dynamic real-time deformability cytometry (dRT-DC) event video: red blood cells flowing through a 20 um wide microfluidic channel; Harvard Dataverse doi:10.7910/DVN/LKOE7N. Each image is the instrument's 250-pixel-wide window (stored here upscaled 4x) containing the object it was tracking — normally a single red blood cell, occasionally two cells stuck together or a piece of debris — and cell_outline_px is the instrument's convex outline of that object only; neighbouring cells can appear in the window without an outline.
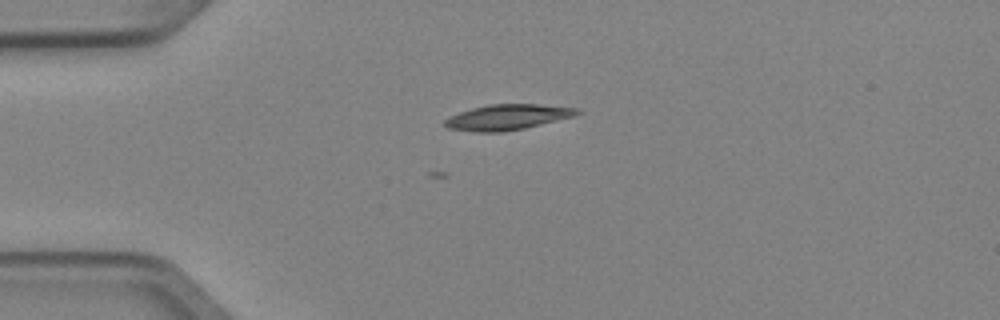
{"species": "Egyptian fruit bat (a non-hibernating species)", "species_latin": "Rousettus aegyptiacus", "temperature_condition": "cold", "stored_images_in_passage": 3, "camera_frame_rate_fps": 3000, "um_per_image_px": 0.085, "animal": {"sex": "female"}, "frame": {"image": 1, "passage_image": 3, "time_ms": 0.667, "image_size_px": [1000, 320], "cell_outline_px": [[584, 112], [572, 116], [524, 128], [500, 132], [476, 132], [448, 128], [444, 124], [444, 120], [460, 112], [472, 108], [488, 104], [536, 104], [576, 108]], "centroid_in_image_um": [43.11, 9.95], "position_along_channel_um": 41.9, "area_um2": 19.31}}